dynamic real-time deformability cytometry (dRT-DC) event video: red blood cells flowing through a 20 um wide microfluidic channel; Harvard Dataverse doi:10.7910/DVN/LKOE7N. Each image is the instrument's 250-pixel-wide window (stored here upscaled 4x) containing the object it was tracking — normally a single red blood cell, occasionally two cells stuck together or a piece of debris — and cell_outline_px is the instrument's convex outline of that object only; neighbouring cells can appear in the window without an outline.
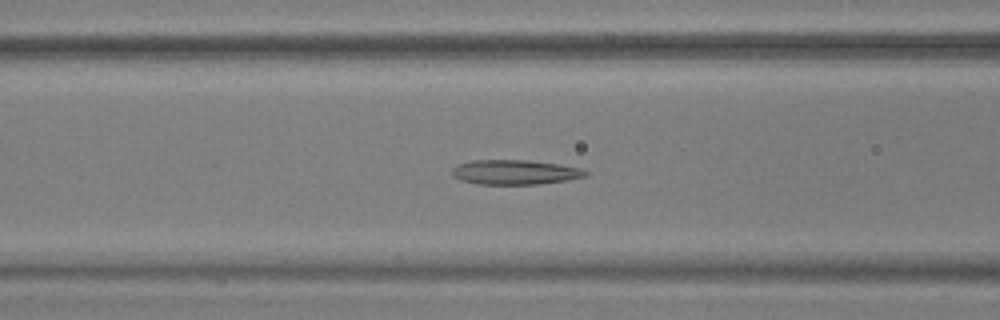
{"species": "common noctule bat (a hibernating species)", "species_latin": "Nyctalus noctula", "temperature_condition": "warm", "stored_images_in_passage": 52, "segment_of_instrument_passage": [1, 2], "camera_frame_rate_fps": 3000, "um_per_image_px": 0.085, "animal": {"sex": "male", "body_mass_g": 17.9, "forearm_length_mm": 54.2}, "frame": {"image": 1, "passage_image": 19, "time_ms": 6.0, "image_size_px": [1000, 320], "cell_outline_px": [[588, 172], [584, 176], [568, 180], [536, 184], [480, 184], [460, 180], [452, 176], [452, 168], [456, 164], [472, 160], [528, 160], [560, 164], [580, 168]], "centroid_in_image_um": [43.72, 14.63], "position_along_channel_um": 122.9, "area_um2": 19.19}}
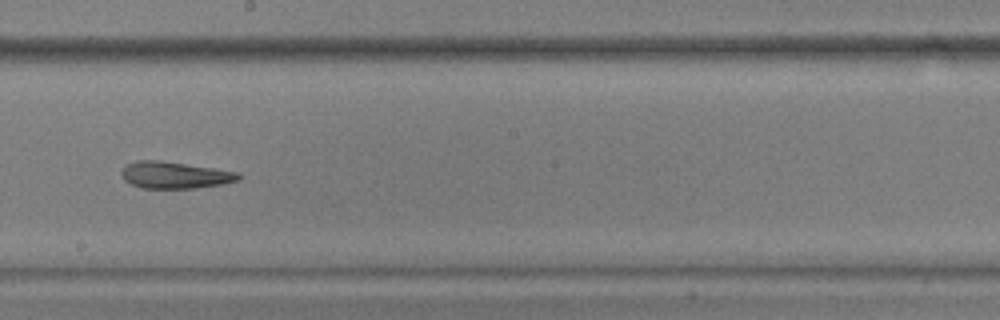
{"frame": {"image": 2, "passage_image": 28, "time_ms": 9.0, "image_size_px": [1000, 320], "cell_outline_px": [[240, 180], [224, 184], [196, 188], [144, 188], [132, 184], [124, 180], [120, 172], [124, 164], [140, 160], [160, 160], [240, 172]], "centroid_in_image_um": [14.86, 14.88], "position_along_channel_um": 233.3, "area_um2": 18.38}}
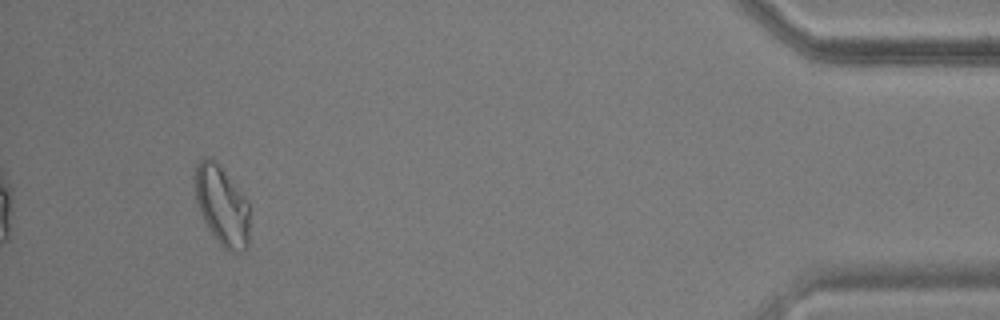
{"frame": {"image": 3, "passage_image": 48, "time_ms": 15.667, "image_size_px": [1000, 320], "cell_outline_px": [[248, 244], [244, 252], [228, 252], [216, 240], [208, 228], [200, 212], [196, 200], [196, 164], [204, 156], [216, 160], [248, 200]], "centroid_in_image_um": [18.88, 17.48], "position_along_channel_um": 416.3, "area_um2": 25.26}}